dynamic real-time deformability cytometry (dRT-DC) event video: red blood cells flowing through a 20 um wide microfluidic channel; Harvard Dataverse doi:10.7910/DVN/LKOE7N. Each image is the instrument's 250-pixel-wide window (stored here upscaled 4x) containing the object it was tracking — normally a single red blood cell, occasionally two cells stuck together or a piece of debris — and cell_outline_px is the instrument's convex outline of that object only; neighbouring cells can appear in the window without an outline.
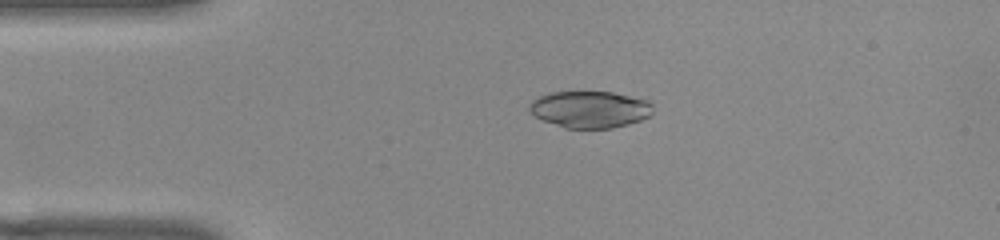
{"species": "common noctule bat (a hibernating species)", "species_latin": "Nyctalus noctula", "temperature_condition": "warm", "stored_images_in_passage": 42, "camera_frame_rate_fps": 3000, "um_per_image_px": 0.085, "animal": {"sex": "female", "body_mass_g": 22.0, "forearm_length_mm": 56.7}, "frame": {"image": 1, "passage_image": 1, "time_ms": 0.0, "image_size_px": [1000, 240], "cell_outline_px": [[652, 112], [648, 116], [640, 120], [628, 124], [612, 128], [564, 128], [544, 120], [536, 116], [528, 108], [528, 104], [532, 100], [540, 96], [552, 92], [612, 92], [648, 100], [652, 104]], "centroid_in_image_um": [50.14, 9.29], "position_along_channel_um": 34.9, "area_um2": 26.3}}
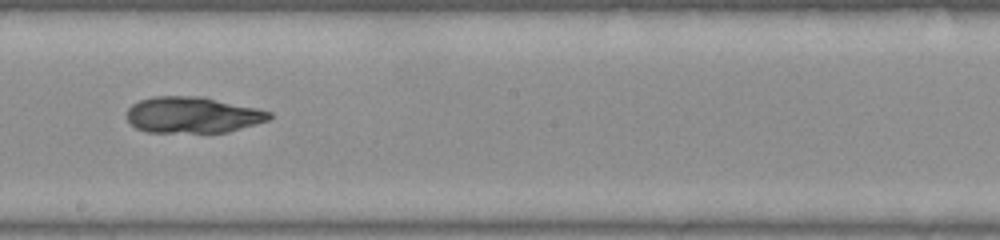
{"frame": {"image": 2, "passage_image": 19, "time_ms": 6.0, "image_size_px": [1000, 240], "cell_outline_px": [[272, 116], [268, 120], [228, 132], [148, 132], [136, 128], [128, 120], [128, 108], [132, 104], [140, 100], [152, 96], [204, 96], [256, 108], [272, 112]], "centroid_in_image_um": [16.38, 9.76], "position_along_channel_um": 231.8, "area_um2": 30.0}}
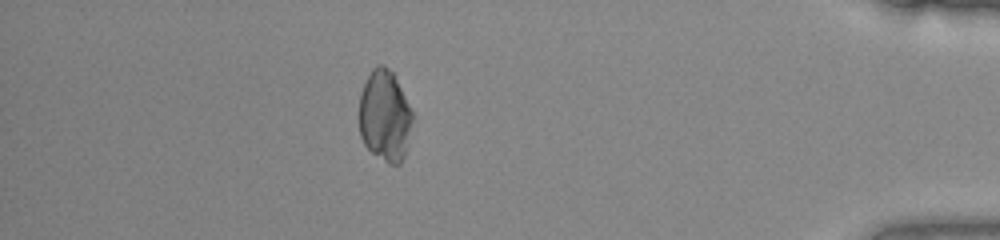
{"frame": {"image": 3, "passage_image": 36, "time_ms": 11.667, "image_size_px": [1000, 240], "cell_outline_px": [[416, 116], [404, 156], [400, 164], [388, 164], [372, 152], [364, 144], [360, 136], [360, 92], [372, 68], [376, 64], [384, 64], [392, 72]], "centroid_in_image_um": [32.74, 9.85], "position_along_channel_um": 402.5, "area_um2": 28.73}, "authors_computed_cell_mechanics": {"area_um2": 29.9693, "velocity_mm_per_s": 3.8631, "shape_relaxation_time_tau1_ms": 8.0936, "shape_relaxation_time_tau2_ms": 2.3941, "deformation_change_tau1": 0.2425, "deformation_change_tau2": 0.0592}}